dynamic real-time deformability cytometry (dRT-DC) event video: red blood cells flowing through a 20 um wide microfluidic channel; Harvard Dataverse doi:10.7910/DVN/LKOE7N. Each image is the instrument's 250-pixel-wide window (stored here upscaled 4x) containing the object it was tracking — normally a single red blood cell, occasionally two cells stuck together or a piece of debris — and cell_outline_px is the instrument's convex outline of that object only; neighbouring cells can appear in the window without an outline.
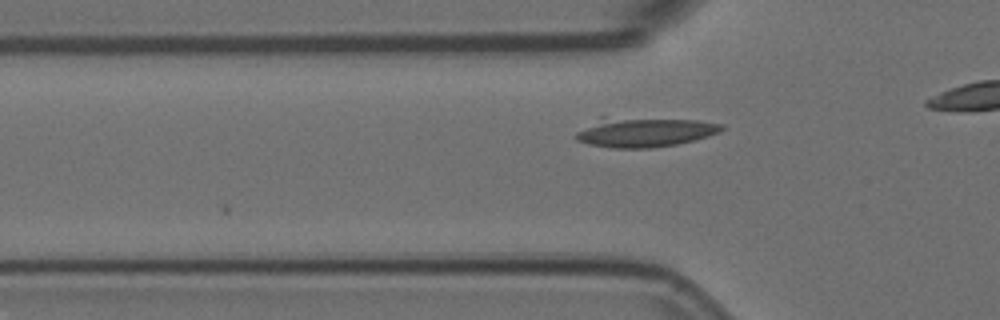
{"species": "Egyptian fruit bat (a non-hibernating species)", "species_latin": "Rousettus aegyptiacus", "temperature_condition": "room temperature", "stored_images_in_passage": 16, "camera_frame_rate_fps": 3000, "um_per_image_px": 0.085, "animal": {"sex": "female"}, "frame": {"image": 1, "passage_image": 10, "time_ms": 3.0, "image_size_px": [1000, 320], "cell_outline_px": [[724, 128], [720, 132], [696, 140], [676, 144], [652, 148], [612, 148], [588, 144], [576, 140], [572, 136], [576, 132], [600, 116], [604, 116], [700, 120], [724, 124]], "centroid_in_image_um": [54.75, 11.21], "position_along_channel_um": 71.1, "area_um2": 25.84}}
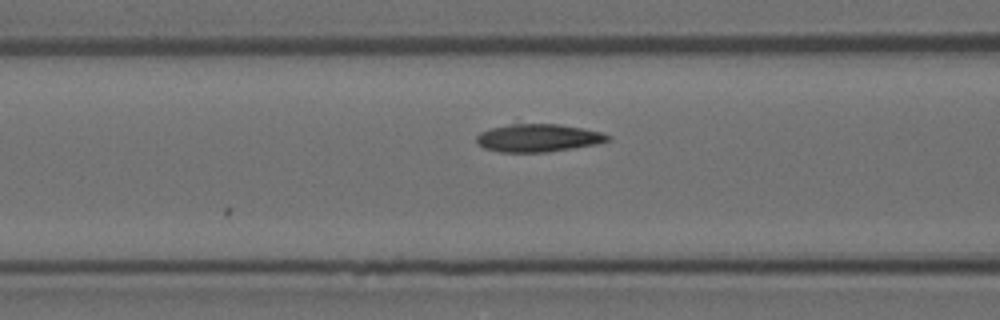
{"frame": {"image": 2, "passage_image": 14, "time_ms": 4.333, "image_size_px": [1000, 320], "cell_outline_px": [[612, 136], [608, 140], [596, 144], [548, 152], [500, 152], [484, 148], [476, 140], [476, 136], [480, 132], [488, 128], [512, 124], [560, 124], [600, 132]], "centroid_in_image_um": [45.71, 11.72], "position_along_channel_um": 120.9, "area_um2": 21.15}}